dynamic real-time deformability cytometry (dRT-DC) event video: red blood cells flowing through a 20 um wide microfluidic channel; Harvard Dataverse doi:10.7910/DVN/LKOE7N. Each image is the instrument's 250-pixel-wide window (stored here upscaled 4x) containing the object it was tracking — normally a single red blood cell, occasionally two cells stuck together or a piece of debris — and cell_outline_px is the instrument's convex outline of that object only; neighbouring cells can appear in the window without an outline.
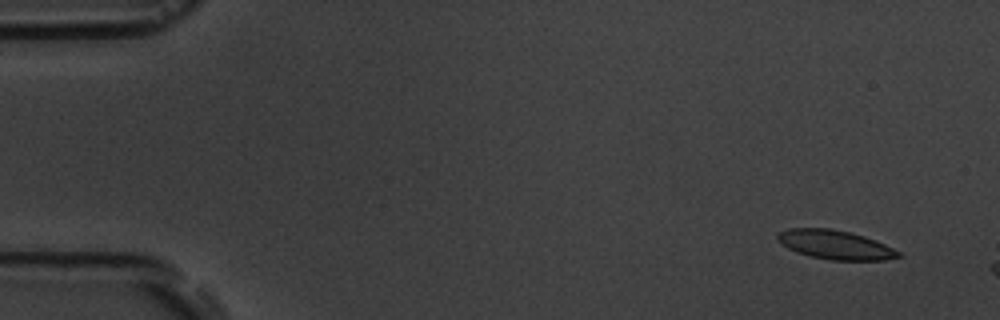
{"species": "common noctule bat (a hibernating species)", "species_latin": "Nyctalus noctula", "temperature_condition": "room temperature", "stored_images_in_passage": 3, "camera_frame_rate_fps": 3000, "um_per_image_px": 0.085, "animal": {"sex": "male", "body_mass_g": 19.5, "forearm_length_mm": 54.6}, "frame": {"image": 1, "passage_image": 1, "time_ms": 0.0, "image_size_px": [1000, 320], "cell_outline_px": [[904, 256], [884, 260], [832, 260], [812, 256], [796, 252], [780, 244], [776, 240], [776, 236], [780, 232], [788, 228], [832, 228], [852, 232], [864, 236], [884, 244], [900, 252]], "centroid_in_image_um": [70.98, 20.79], "position_along_channel_um": 14.0, "area_um2": 20.52}}